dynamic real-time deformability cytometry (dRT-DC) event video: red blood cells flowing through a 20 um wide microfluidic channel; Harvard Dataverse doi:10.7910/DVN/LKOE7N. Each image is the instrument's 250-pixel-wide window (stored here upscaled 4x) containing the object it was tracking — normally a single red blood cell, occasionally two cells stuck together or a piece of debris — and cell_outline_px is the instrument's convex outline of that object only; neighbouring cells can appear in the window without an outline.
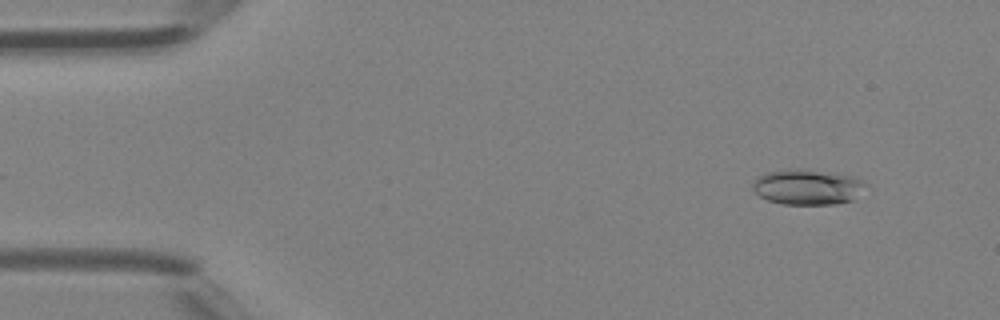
{"species": "Egyptian fruit bat (a non-hibernating species)", "species_latin": "Rousettus aegyptiacus", "temperature_condition": "room temperature", "stored_images_in_passage": 47, "camera_frame_rate_fps": 3000, "um_per_image_px": 0.085, "animal": {"sex": "female"}, "frame": {"image": 1, "passage_image": 5, "time_ms": 1.333, "image_size_px": [1000, 320], "cell_outline_px": [[868, 184], [852, 200], [836, 204], [784, 204], [768, 200], [760, 196], [752, 188], [752, 184], [760, 176], [768, 172], [796, 168], [848, 176], [860, 180]], "centroid_in_image_um": [68.61, 15.91], "position_along_channel_um": 16.4, "area_um2": 22.66}}
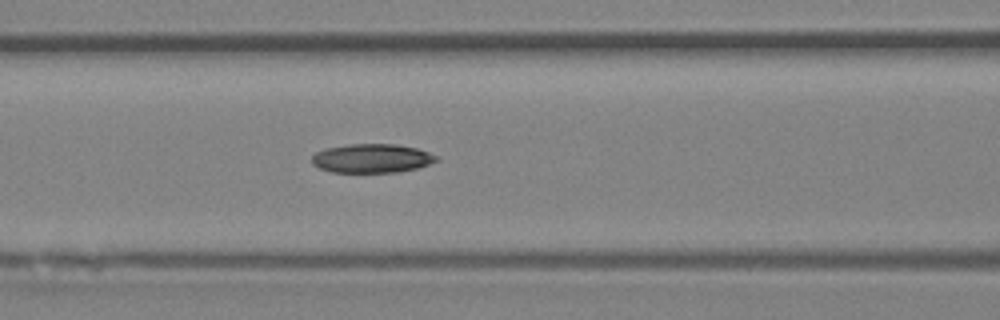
{"frame": {"image": 2, "passage_image": 20, "time_ms": 6.333, "image_size_px": [1000, 320], "cell_outline_px": [[440, 160], [416, 168], [400, 172], [332, 172], [320, 168], [312, 164], [312, 156], [316, 152], [328, 148], [352, 144], [396, 144], [416, 148], [440, 156]], "centroid_in_image_um": [31.65, 13.46], "position_along_channel_um": 135.0, "area_um2": 20.92}}
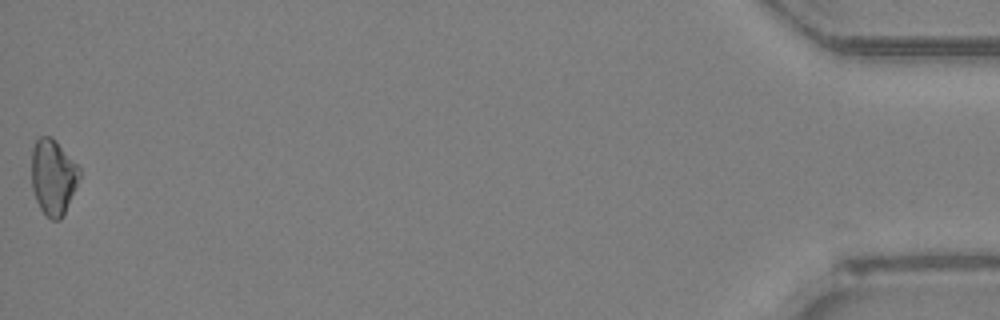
{"frame": {"image": 3, "passage_image": 47, "time_ms": 15.333, "image_size_px": [1000, 320], "cell_outline_px": [[80, 176], [64, 212], [60, 220], [52, 220], [40, 208], [36, 200], [32, 188], [32, 148], [36, 140], [40, 136], [52, 136], [56, 140], [80, 168]], "centroid_in_image_um": [4.5, 15.0], "position_along_channel_um": 430.7, "area_um2": 20.81}, "authors_computed_cell_mechanics": {"area_um2": 20.808, "velocity_mm_per_s": 4.4096, "shape_relaxation_time_tau1_ms": 3.1359, "shape_relaxation_time_tau2_ms": null, "deformation_change_tau1": 0.0577, "deformation_change_tau2": null}}